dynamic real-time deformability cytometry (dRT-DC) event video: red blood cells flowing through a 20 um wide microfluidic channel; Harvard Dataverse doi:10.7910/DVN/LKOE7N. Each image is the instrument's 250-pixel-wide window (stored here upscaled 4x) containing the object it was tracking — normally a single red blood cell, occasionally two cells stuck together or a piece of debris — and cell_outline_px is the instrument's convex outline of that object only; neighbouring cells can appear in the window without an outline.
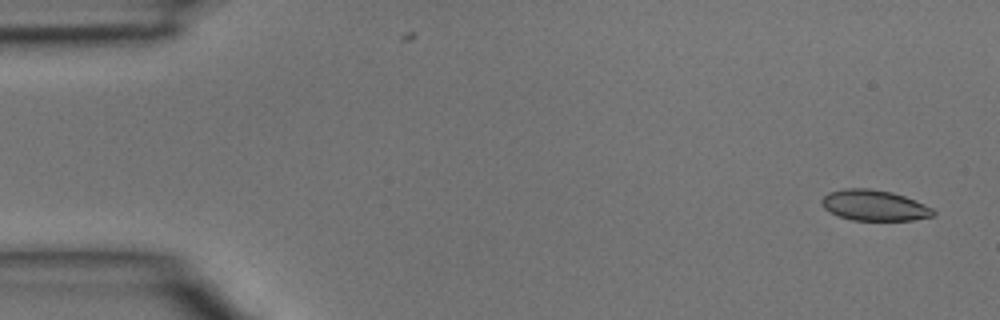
{"species": "common noctule bat (a hibernating species)", "species_latin": "Nyctalus noctula", "temperature_condition": "room temperature", "stored_images_in_passage": 4, "camera_frame_rate_fps": 3000, "um_per_image_px": 0.085, "animal": {"sex": "male", "body_mass_g": 15.6}, "frame": {"image": 1, "passage_image": 1, "time_ms": 0.0, "image_size_px": [1000, 320], "cell_outline_px": [[936, 212], [932, 216], [912, 220], [852, 220], [828, 212], [824, 208], [820, 200], [828, 192], [844, 188], [868, 188], [892, 192], [904, 196], [924, 204], [932, 208]], "centroid_in_image_um": [74.28, 17.45], "position_along_channel_um": 10.7, "area_um2": 19.94}}
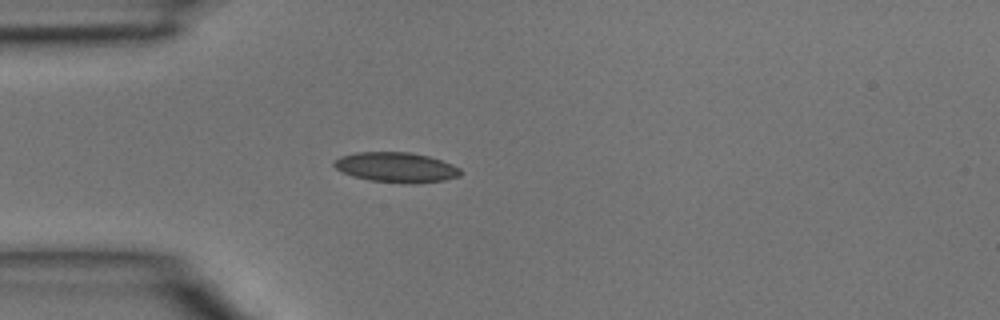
{"frame": {"image": 2, "passage_image": 4, "time_ms": 1.0, "image_size_px": [1000, 320], "cell_outline_px": [[464, 172], [460, 176], [444, 180], [416, 184], [408, 184], [368, 180], [352, 176], [336, 168], [332, 164], [340, 156], [356, 152], [412, 152], [428, 156], [452, 164], [460, 168]], "centroid_in_image_um": [33.71, 14.23], "position_along_channel_um": 51.3, "area_um2": 22.31}}